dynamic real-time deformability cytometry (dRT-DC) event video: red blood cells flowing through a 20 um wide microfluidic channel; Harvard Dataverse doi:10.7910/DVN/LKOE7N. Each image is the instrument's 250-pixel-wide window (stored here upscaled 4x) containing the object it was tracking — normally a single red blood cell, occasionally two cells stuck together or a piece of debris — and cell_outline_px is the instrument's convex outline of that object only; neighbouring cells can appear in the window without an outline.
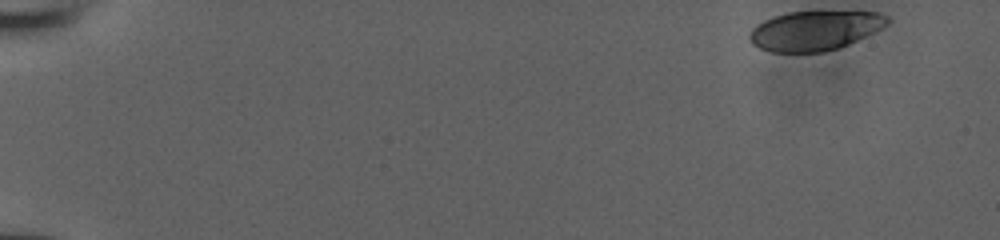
{"species": "human", "species_latin": "Homo sapiens", "temperature_condition": "room temperature", "stored_images_in_passage": 45, "camera_frame_rate_fps": 3000, "um_per_image_px": 0.085, "donor": {"sex": "male"}, "frame": {"image": 1, "passage_image": 1, "time_ms": 0.0, "image_size_px": [1000, 240], "cell_outline_px": [[892, 20], [888, 24], [848, 44], [836, 48], [820, 52], [772, 52], [760, 48], [752, 44], [748, 36], [752, 28], [756, 24], [772, 16], [788, 12], [880, 12], [888, 16]], "centroid_in_image_um": [69.22, 2.59], "position_along_channel_um": 15.8, "area_um2": 31.5}}
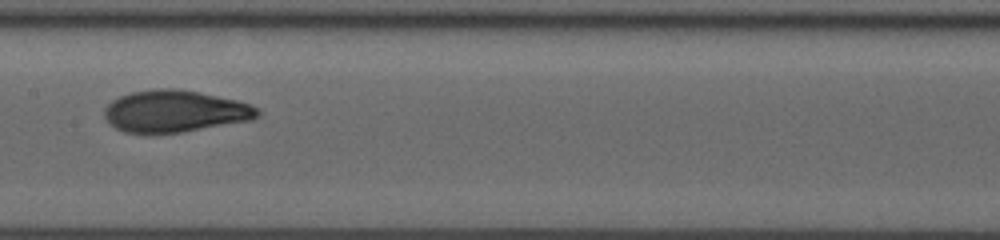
{"frame": {"image": 2, "passage_image": 26, "time_ms": 8.333, "image_size_px": [1000, 240], "cell_outline_px": [[260, 112], [252, 120], [184, 132], [144, 136], [124, 132], [108, 124], [104, 116], [104, 108], [112, 100], [120, 96], [132, 92], [160, 88], [176, 88], [200, 92], [236, 100], [252, 104], [260, 108]], "centroid_in_image_um": [14.83, 9.49], "position_along_channel_um": 192.6, "area_um2": 38.26}}
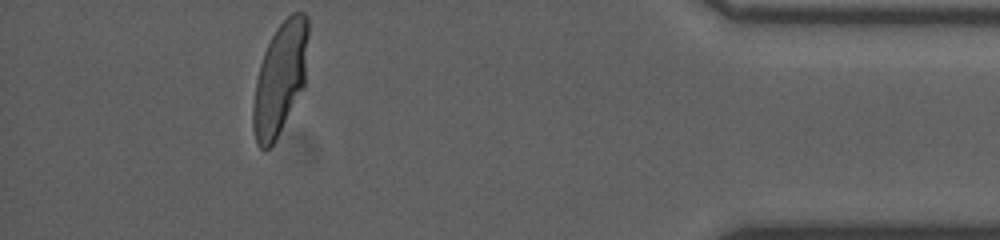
{"frame": {"image": 3, "passage_image": 45, "time_ms": 14.667, "image_size_px": [1000, 240], "cell_outline_px": [[308, 36], [304, 88], [276, 140], [264, 152], [256, 144], [252, 128], [252, 104], [256, 80], [260, 64], [264, 52], [276, 28], [292, 12], [304, 12], [308, 16]], "centroid_in_image_um": [23.8, 6.71], "position_along_channel_um": 411.4, "area_um2": 36.36}}